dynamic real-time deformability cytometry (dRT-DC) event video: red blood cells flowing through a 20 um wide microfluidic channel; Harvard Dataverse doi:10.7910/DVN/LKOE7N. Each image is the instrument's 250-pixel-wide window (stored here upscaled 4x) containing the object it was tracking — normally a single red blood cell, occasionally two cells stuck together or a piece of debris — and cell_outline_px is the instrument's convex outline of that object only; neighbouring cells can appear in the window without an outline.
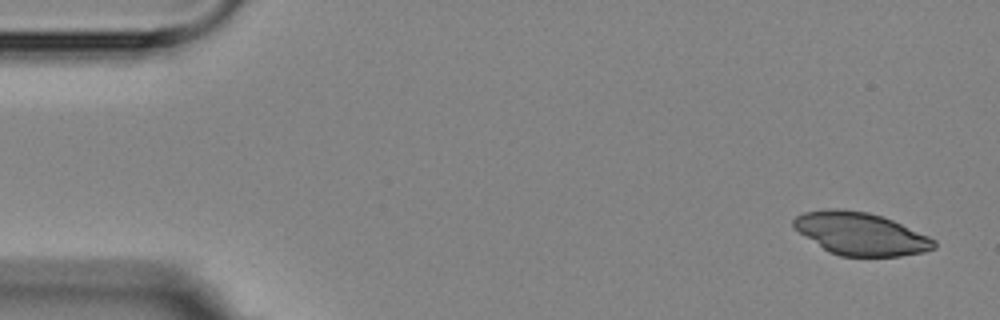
{"species": "Egyptian fruit bat (a non-hibernating species)", "species_latin": "Rousettus aegyptiacus", "temperature_condition": "room temperature", "stored_images_in_passage": 5, "camera_frame_rate_fps": 3000, "um_per_image_px": 0.085, "animal": {"sex": "female"}, "frame": {"image": 1, "passage_image": 1, "time_ms": 0.0, "image_size_px": [1000, 320], "cell_outline_px": [[936, 248], [924, 252], [900, 256], [840, 256], [828, 252], [792, 228], [792, 220], [796, 216], [804, 212], [828, 208], [836, 208], [868, 212], [884, 216], [928, 236], [936, 240]], "centroid_in_image_um": [73.12, 19.86], "position_along_channel_um": 11.9, "area_um2": 35.14}}